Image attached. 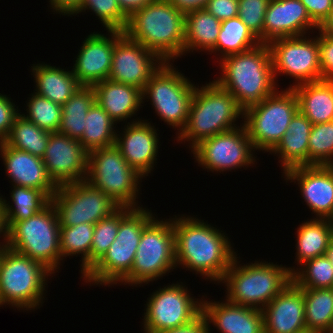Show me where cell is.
<instances>
[{"instance_id": "1", "label": "cell", "mask_w": 333, "mask_h": 333, "mask_svg": "<svg viewBox=\"0 0 333 333\" xmlns=\"http://www.w3.org/2000/svg\"><path fill=\"white\" fill-rule=\"evenodd\" d=\"M174 216L176 267L220 284L237 254L228 234L197 217Z\"/></svg>"}, {"instance_id": "2", "label": "cell", "mask_w": 333, "mask_h": 333, "mask_svg": "<svg viewBox=\"0 0 333 333\" xmlns=\"http://www.w3.org/2000/svg\"><path fill=\"white\" fill-rule=\"evenodd\" d=\"M123 33L163 62H174L184 55L185 12L168 0H154L128 18Z\"/></svg>"}, {"instance_id": "3", "label": "cell", "mask_w": 333, "mask_h": 333, "mask_svg": "<svg viewBox=\"0 0 333 333\" xmlns=\"http://www.w3.org/2000/svg\"><path fill=\"white\" fill-rule=\"evenodd\" d=\"M217 62L221 74L214 81L230 92L243 110L261 102L280 88L274 78L268 43H260L253 49Z\"/></svg>"}, {"instance_id": "4", "label": "cell", "mask_w": 333, "mask_h": 333, "mask_svg": "<svg viewBox=\"0 0 333 333\" xmlns=\"http://www.w3.org/2000/svg\"><path fill=\"white\" fill-rule=\"evenodd\" d=\"M243 117L244 110L231 93L212 80L196 86L186 125L175 138L177 143L188 142L192 150L205 139L239 127L236 121Z\"/></svg>"}, {"instance_id": "5", "label": "cell", "mask_w": 333, "mask_h": 333, "mask_svg": "<svg viewBox=\"0 0 333 333\" xmlns=\"http://www.w3.org/2000/svg\"><path fill=\"white\" fill-rule=\"evenodd\" d=\"M147 208L119 207V229L104 256L83 276L85 283L113 286L121 283L132 268L143 229L155 218Z\"/></svg>"}, {"instance_id": "6", "label": "cell", "mask_w": 333, "mask_h": 333, "mask_svg": "<svg viewBox=\"0 0 333 333\" xmlns=\"http://www.w3.org/2000/svg\"><path fill=\"white\" fill-rule=\"evenodd\" d=\"M235 255L220 284L226 286V299L242 306L262 310L292 280L289 267L268 261L240 264Z\"/></svg>"}, {"instance_id": "7", "label": "cell", "mask_w": 333, "mask_h": 333, "mask_svg": "<svg viewBox=\"0 0 333 333\" xmlns=\"http://www.w3.org/2000/svg\"><path fill=\"white\" fill-rule=\"evenodd\" d=\"M52 274L42 263L7 246L0 249V307L7 304L24 311L40 308Z\"/></svg>"}, {"instance_id": "8", "label": "cell", "mask_w": 333, "mask_h": 333, "mask_svg": "<svg viewBox=\"0 0 333 333\" xmlns=\"http://www.w3.org/2000/svg\"><path fill=\"white\" fill-rule=\"evenodd\" d=\"M7 247L45 265L54 273L60 270V225L50 202L24 221H5Z\"/></svg>"}, {"instance_id": "9", "label": "cell", "mask_w": 333, "mask_h": 333, "mask_svg": "<svg viewBox=\"0 0 333 333\" xmlns=\"http://www.w3.org/2000/svg\"><path fill=\"white\" fill-rule=\"evenodd\" d=\"M157 218L143 229L130 274L121 284L141 287L177 268L173 218Z\"/></svg>"}, {"instance_id": "10", "label": "cell", "mask_w": 333, "mask_h": 333, "mask_svg": "<svg viewBox=\"0 0 333 333\" xmlns=\"http://www.w3.org/2000/svg\"><path fill=\"white\" fill-rule=\"evenodd\" d=\"M141 176L128 165L115 146L98 148L88 153L87 181L102 190L120 207L140 208L138 204Z\"/></svg>"}, {"instance_id": "11", "label": "cell", "mask_w": 333, "mask_h": 333, "mask_svg": "<svg viewBox=\"0 0 333 333\" xmlns=\"http://www.w3.org/2000/svg\"><path fill=\"white\" fill-rule=\"evenodd\" d=\"M298 112V99L292 88L277 89L261 102L244 110L243 124L254 149L271 152L286 133Z\"/></svg>"}, {"instance_id": "12", "label": "cell", "mask_w": 333, "mask_h": 333, "mask_svg": "<svg viewBox=\"0 0 333 333\" xmlns=\"http://www.w3.org/2000/svg\"><path fill=\"white\" fill-rule=\"evenodd\" d=\"M172 62H164L150 77L142 91L143 104L150 99L159 119L177 129L178 135L185 127L196 85L184 76ZM180 71V72H179Z\"/></svg>"}, {"instance_id": "13", "label": "cell", "mask_w": 333, "mask_h": 333, "mask_svg": "<svg viewBox=\"0 0 333 333\" xmlns=\"http://www.w3.org/2000/svg\"><path fill=\"white\" fill-rule=\"evenodd\" d=\"M180 283L160 287L147 298L142 319L144 333H159L184 326L202 313V298L193 297L188 287Z\"/></svg>"}, {"instance_id": "14", "label": "cell", "mask_w": 333, "mask_h": 333, "mask_svg": "<svg viewBox=\"0 0 333 333\" xmlns=\"http://www.w3.org/2000/svg\"><path fill=\"white\" fill-rule=\"evenodd\" d=\"M51 203L57 212L59 225L66 227L82 223L95 225L120 207L85 180L58 186Z\"/></svg>"}, {"instance_id": "15", "label": "cell", "mask_w": 333, "mask_h": 333, "mask_svg": "<svg viewBox=\"0 0 333 333\" xmlns=\"http://www.w3.org/2000/svg\"><path fill=\"white\" fill-rule=\"evenodd\" d=\"M308 35L277 38L268 43L277 85V76L283 74L296 79L288 88L322 80L318 38Z\"/></svg>"}, {"instance_id": "16", "label": "cell", "mask_w": 333, "mask_h": 333, "mask_svg": "<svg viewBox=\"0 0 333 333\" xmlns=\"http://www.w3.org/2000/svg\"><path fill=\"white\" fill-rule=\"evenodd\" d=\"M191 152L198 166L213 173L248 168L257 161L243 122L239 127L203 140Z\"/></svg>"}, {"instance_id": "17", "label": "cell", "mask_w": 333, "mask_h": 333, "mask_svg": "<svg viewBox=\"0 0 333 333\" xmlns=\"http://www.w3.org/2000/svg\"><path fill=\"white\" fill-rule=\"evenodd\" d=\"M164 62L142 44L115 30V47L109 80L135 86L142 91Z\"/></svg>"}, {"instance_id": "18", "label": "cell", "mask_w": 333, "mask_h": 333, "mask_svg": "<svg viewBox=\"0 0 333 333\" xmlns=\"http://www.w3.org/2000/svg\"><path fill=\"white\" fill-rule=\"evenodd\" d=\"M42 159L49 177L57 186L86 179L88 152L79 140L58 132L50 133Z\"/></svg>"}, {"instance_id": "19", "label": "cell", "mask_w": 333, "mask_h": 333, "mask_svg": "<svg viewBox=\"0 0 333 333\" xmlns=\"http://www.w3.org/2000/svg\"><path fill=\"white\" fill-rule=\"evenodd\" d=\"M135 120V121H134ZM158 128L151 121L141 118L131 119L125 123L123 133L117 130L115 146L120 150L121 155L129 166L134 168L141 176H149L156 165L159 134ZM155 163V164H154Z\"/></svg>"}, {"instance_id": "20", "label": "cell", "mask_w": 333, "mask_h": 333, "mask_svg": "<svg viewBox=\"0 0 333 333\" xmlns=\"http://www.w3.org/2000/svg\"><path fill=\"white\" fill-rule=\"evenodd\" d=\"M107 32L108 34L91 32L82 42L72 66V73L82 86H93L109 79L115 47V30Z\"/></svg>"}, {"instance_id": "21", "label": "cell", "mask_w": 333, "mask_h": 333, "mask_svg": "<svg viewBox=\"0 0 333 333\" xmlns=\"http://www.w3.org/2000/svg\"><path fill=\"white\" fill-rule=\"evenodd\" d=\"M284 180L298 184L302 198L315 218L328 219L333 212V166L310 165L287 170Z\"/></svg>"}, {"instance_id": "22", "label": "cell", "mask_w": 333, "mask_h": 333, "mask_svg": "<svg viewBox=\"0 0 333 333\" xmlns=\"http://www.w3.org/2000/svg\"><path fill=\"white\" fill-rule=\"evenodd\" d=\"M265 333H301L307 331L304 294L292 280L262 310Z\"/></svg>"}, {"instance_id": "23", "label": "cell", "mask_w": 333, "mask_h": 333, "mask_svg": "<svg viewBox=\"0 0 333 333\" xmlns=\"http://www.w3.org/2000/svg\"><path fill=\"white\" fill-rule=\"evenodd\" d=\"M318 26L300 0H270L265 13L263 43L277 38L302 36ZM308 31V32H307Z\"/></svg>"}, {"instance_id": "24", "label": "cell", "mask_w": 333, "mask_h": 333, "mask_svg": "<svg viewBox=\"0 0 333 333\" xmlns=\"http://www.w3.org/2000/svg\"><path fill=\"white\" fill-rule=\"evenodd\" d=\"M202 295V314L220 333H265L261 310L225 301H207Z\"/></svg>"}, {"instance_id": "25", "label": "cell", "mask_w": 333, "mask_h": 333, "mask_svg": "<svg viewBox=\"0 0 333 333\" xmlns=\"http://www.w3.org/2000/svg\"><path fill=\"white\" fill-rule=\"evenodd\" d=\"M0 157L12 185L36 188L50 198L58 186L49 177L43 159L0 142Z\"/></svg>"}, {"instance_id": "26", "label": "cell", "mask_w": 333, "mask_h": 333, "mask_svg": "<svg viewBox=\"0 0 333 333\" xmlns=\"http://www.w3.org/2000/svg\"><path fill=\"white\" fill-rule=\"evenodd\" d=\"M97 102L117 124L127 122L143 107L142 90L127 84L104 80L92 86Z\"/></svg>"}, {"instance_id": "27", "label": "cell", "mask_w": 333, "mask_h": 333, "mask_svg": "<svg viewBox=\"0 0 333 333\" xmlns=\"http://www.w3.org/2000/svg\"><path fill=\"white\" fill-rule=\"evenodd\" d=\"M313 124L299 111L291 119L286 133L269 153L278 156L283 172L295 167L308 166V145Z\"/></svg>"}, {"instance_id": "28", "label": "cell", "mask_w": 333, "mask_h": 333, "mask_svg": "<svg viewBox=\"0 0 333 333\" xmlns=\"http://www.w3.org/2000/svg\"><path fill=\"white\" fill-rule=\"evenodd\" d=\"M31 75L34 77L35 93L52 102L63 105L82 85L72 70L51 66V64H32Z\"/></svg>"}, {"instance_id": "29", "label": "cell", "mask_w": 333, "mask_h": 333, "mask_svg": "<svg viewBox=\"0 0 333 333\" xmlns=\"http://www.w3.org/2000/svg\"><path fill=\"white\" fill-rule=\"evenodd\" d=\"M292 89L298 99V111L313 125L333 121V81L308 82Z\"/></svg>"}, {"instance_id": "30", "label": "cell", "mask_w": 333, "mask_h": 333, "mask_svg": "<svg viewBox=\"0 0 333 333\" xmlns=\"http://www.w3.org/2000/svg\"><path fill=\"white\" fill-rule=\"evenodd\" d=\"M221 21L205 8L185 13L184 54L195 51L208 54L216 45Z\"/></svg>"}, {"instance_id": "31", "label": "cell", "mask_w": 333, "mask_h": 333, "mask_svg": "<svg viewBox=\"0 0 333 333\" xmlns=\"http://www.w3.org/2000/svg\"><path fill=\"white\" fill-rule=\"evenodd\" d=\"M296 234L295 263L304 262L324 255L333 238V224L326 218H312L298 225ZM297 261V262H296Z\"/></svg>"}, {"instance_id": "32", "label": "cell", "mask_w": 333, "mask_h": 333, "mask_svg": "<svg viewBox=\"0 0 333 333\" xmlns=\"http://www.w3.org/2000/svg\"><path fill=\"white\" fill-rule=\"evenodd\" d=\"M307 331L331 333L333 328V288H302Z\"/></svg>"}, {"instance_id": "33", "label": "cell", "mask_w": 333, "mask_h": 333, "mask_svg": "<svg viewBox=\"0 0 333 333\" xmlns=\"http://www.w3.org/2000/svg\"><path fill=\"white\" fill-rule=\"evenodd\" d=\"M260 43L259 39L237 16L221 21L217 43L209 54L218 53L217 60L220 61L227 56L253 49Z\"/></svg>"}, {"instance_id": "34", "label": "cell", "mask_w": 333, "mask_h": 333, "mask_svg": "<svg viewBox=\"0 0 333 333\" xmlns=\"http://www.w3.org/2000/svg\"><path fill=\"white\" fill-rule=\"evenodd\" d=\"M12 186L10 191L11 203L2 195L0 196V205L4 212L5 221L27 220L51 202V198L39 189L17 185Z\"/></svg>"}, {"instance_id": "35", "label": "cell", "mask_w": 333, "mask_h": 333, "mask_svg": "<svg viewBox=\"0 0 333 333\" xmlns=\"http://www.w3.org/2000/svg\"><path fill=\"white\" fill-rule=\"evenodd\" d=\"M95 102L92 86H81L63 105L58 133L79 140L84 132L85 118Z\"/></svg>"}, {"instance_id": "36", "label": "cell", "mask_w": 333, "mask_h": 333, "mask_svg": "<svg viewBox=\"0 0 333 333\" xmlns=\"http://www.w3.org/2000/svg\"><path fill=\"white\" fill-rule=\"evenodd\" d=\"M116 125L108 113L94 102L88 110L84 132L79 141L88 153L98 148L113 146L117 134Z\"/></svg>"}, {"instance_id": "37", "label": "cell", "mask_w": 333, "mask_h": 333, "mask_svg": "<svg viewBox=\"0 0 333 333\" xmlns=\"http://www.w3.org/2000/svg\"><path fill=\"white\" fill-rule=\"evenodd\" d=\"M94 224L82 223L71 227L60 226V251L64 257L82 256L80 273L83 277L91 269V246Z\"/></svg>"}, {"instance_id": "38", "label": "cell", "mask_w": 333, "mask_h": 333, "mask_svg": "<svg viewBox=\"0 0 333 333\" xmlns=\"http://www.w3.org/2000/svg\"><path fill=\"white\" fill-rule=\"evenodd\" d=\"M20 114L15 118L9 136L4 142L20 151L43 158L51 132L40 129Z\"/></svg>"}, {"instance_id": "39", "label": "cell", "mask_w": 333, "mask_h": 333, "mask_svg": "<svg viewBox=\"0 0 333 333\" xmlns=\"http://www.w3.org/2000/svg\"><path fill=\"white\" fill-rule=\"evenodd\" d=\"M298 267H289L292 281L298 287L333 288V265L324 255L308 260Z\"/></svg>"}, {"instance_id": "40", "label": "cell", "mask_w": 333, "mask_h": 333, "mask_svg": "<svg viewBox=\"0 0 333 333\" xmlns=\"http://www.w3.org/2000/svg\"><path fill=\"white\" fill-rule=\"evenodd\" d=\"M29 96L31 97L26 101V112L21 115L40 129L57 132L62 118V105L40 96L35 91Z\"/></svg>"}, {"instance_id": "41", "label": "cell", "mask_w": 333, "mask_h": 333, "mask_svg": "<svg viewBox=\"0 0 333 333\" xmlns=\"http://www.w3.org/2000/svg\"><path fill=\"white\" fill-rule=\"evenodd\" d=\"M333 166V121L314 124L308 145V166Z\"/></svg>"}, {"instance_id": "42", "label": "cell", "mask_w": 333, "mask_h": 333, "mask_svg": "<svg viewBox=\"0 0 333 333\" xmlns=\"http://www.w3.org/2000/svg\"><path fill=\"white\" fill-rule=\"evenodd\" d=\"M94 12L104 30L124 31L127 26L128 17L122 12L117 0H82L79 11L76 13Z\"/></svg>"}, {"instance_id": "43", "label": "cell", "mask_w": 333, "mask_h": 333, "mask_svg": "<svg viewBox=\"0 0 333 333\" xmlns=\"http://www.w3.org/2000/svg\"><path fill=\"white\" fill-rule=\"evenodd\" d=\"M119 229V208L99 220L94 227L91 246V268L104 256L114 242Z\"/></svg>"}, {"instance_id": "44", "label": "cell", "mask_w": 333, "mask_h": 333, "mask_svg": "<svg viewBox=\"0 0 333 333\" xmlns=\"http://www.w3.org/2000/svg\"><path fill=\"white\" fill-rule=\"evenodd\" d=\"M270 0H238V17L263 43L265 13Z\"/></svg>"}, {"instance_id": "45", "label": "cell", "mask_w": 333, "mask_h": 333, "mask_svg": "<svg viewBox=\"0 0 333 333\" xmlns=\"http://www.w3.org/2000/svg\"><path fill=\"white\" fill-rule=\"evenodd\" d=\"M318 31L319 63L322 80L333 81V35Z\"/></svg>"}, {"instance_id": "46", "label": "cell", "mask_w": 333, "mask_h": 333, "mask_svg": "<svg viewBox=\"0 0 333 333\" xmlns=\"http://www.w3.org/2000/svg\"><path fill=\"white\" fill-rule=\"evenodd\" d=\"M19 111L10 97L0 93V142L9 136L14 120L20 114Z\"/></svg>"}, {"instance_id": "47", "label": "cell", "mask_w": 333, "mask_h": 333, "mask_svg": "<svg viewBox=\"0 0 333 333\" xmlns=\"http://www.w3.org/2000/svg\"><path fill=\"white\" fill-rule=\"evenodd\" d=\"M204 8L220 21L238 16V0H208Z\"/></svg>"}, {"instance_id": "48", "label": "cell", "mask_w": 333, "mask_h": 333, "mask_svg": "<svg viewBox=\"0 0 333 333\" xmlns=\"http://www.w3.org/2000/svg\"><path fill=\"white\" fill-rule=\"evenodd\" d=\"M306 7L311 20L319 27L333 8V0H300Z\"/></svg>"}, {"instance_id": "49", "label": "cell", "mask_w": 333, "mask_h": 333, "mask_svg": "<svg viewBox=\"0 0 333 333\" xmlns=\"http://www.w3.org/2000/svg\"><path fill=\"white\" fill-rule=\"evenodd\" d=\"M52 12L64 16H75L79 11L82 0H49Z\"/></svg>"}, {"instance_id": "50", "label": "cell", "mask_w": 333, "mask_h": 333, "mask_svg": "<svg viewBox=\"0 0 333 333\" xmlns=\"http://www.w3.org/2000/svg\"><path fill=\"white\" fill-rule=\"evenodd\" d=\"M159 333H209L206 318L201 313L194 321L184 326Z\"/></svg>"}, {"instance_id": "51", "label": "cell", "mask_w": 333, "mask_h": 333, "mask_svg": "<svg viewBox=\"0 0 333 333\" xmlns=\"http://www.w3.org/2000/svg\"><path fill=\"white\" fill-rule=\"evenodd\" d=\"M122 12L129 18L136 11L144 8L154 0H117Z\"/></svg>"}, {"instance_id": "52", "label": "cell", "mask_w": 333, "mask_h": 333, "mask_svg": "<svg viewBox=\"0 0 333 333\" xmlns=\"http://www.w3.org/2000/svg\"><path fill=\"white\" fill-rule=\"evenodd\" d=\"M178 9L185 13L194 9H202L206 6L208 0H168Z\"/></svg>"}, {"instance_id": "53", "label": "cell", "mask_w": 333, "mask_h": 333, "mask_svg": "<svg viewBox=\"0 0 333 333\" xmlns=\"http://www.w3.org/2000/svg\"><path fill=\"white\" fill-rule=\"evenodd\" d=\"M3 236V238H2ZM0 237L3 239V242H0V249L6 247L7 245V226L5 222L4 212L2 211L0 205Z\"/></svg>"}, {"instance_id": "54", "label": "cell", "mask_w": 333, "mask_h": 333, "mask_svg": "<svg viewBox=\"0 0 333 333\" xmlns=\"http://www.w3.org/2000/svg\"><path fill=\"white\" fill-rule=\"evenodd\" d=\"M318 29L325 34L333 35V8Z\"/></svg>"}, {"instance_id": "55", "label": "cell", "mask_w": 333, "mask_h": 333, "mask_svg": "<svg viewBox=\"0 0 333 333\" xmlns=\"http://www.w3.org/2000/svg\"><path fill=\"white\" fill-rule=\"evenodd\" d=\"M324 256L329 259L331 264L333 265V238L330 240L327 249L325 250Z\"/></svg>"}, {"instance_id": "56", "label": "cell", "mask_w": 333, "mask_h": 333, "mask_svg": "<svg viewBox=\"0 0 333 333\" xmlns=\"http://www.w3.org/2000/svg\"><path fill=\"white\" fill-rule=\"evenodd\" d=\"M328 220L333 224V212H332L331 216L328 218Z\"/></svg>"}, {"instance_id": "57", "label": "cell", "mask_w": 333, "mask_h": 333, "mask_svg": "<svg viewBox=\"0 0 333 333\" xmlns=\"http://www.w3.org/2000/svg\"><path fill=\"white\" fill-rule=\"evenodd\" d=\"M301 333H314V332H310V331H304V332H301Z\"/></svg>"}]
</instances>
